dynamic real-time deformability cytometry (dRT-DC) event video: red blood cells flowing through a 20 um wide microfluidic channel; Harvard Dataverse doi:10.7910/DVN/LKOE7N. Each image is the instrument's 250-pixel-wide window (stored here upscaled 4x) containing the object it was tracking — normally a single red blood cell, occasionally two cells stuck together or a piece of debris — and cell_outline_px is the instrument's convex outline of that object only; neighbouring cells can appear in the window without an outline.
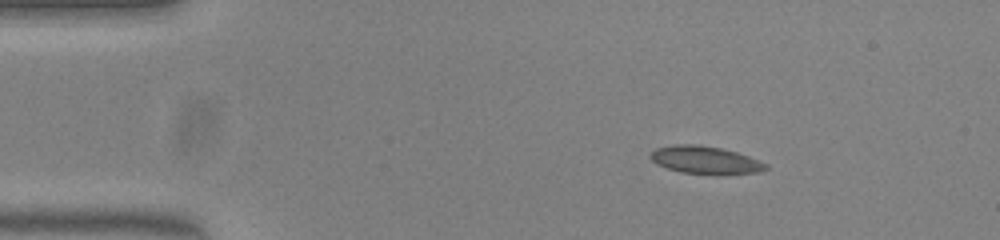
{"species": "common noctule bat (a hibernating species)", "species_latin": "Nyctalus noctula", "temperature_condition": "warm", "stored_images_in_passage": 45, "camera_frame_rate_fps": 3000, "um_per_image_px": 0.085, "animal": {"sex": "female", "body_mass_g": 23.0, "forearm_length_mm": 53.4}, "frame": {"image": 1, "passage_image": 1, "time_ms": 0.0, "image_size_px": [1000, 240], "cell_outline_px": [[768, 168], [756, 172], [680, 172], [656, 164], [648, 156], [656, 148], [676, 144], [700, 144], [720, 148], [736, 152], [748, 156], [768, 164]], "centroid_in_image_um": [59.87, 13.55], "position_along_channel_um": 25.1, "area_um2": 17.8}}
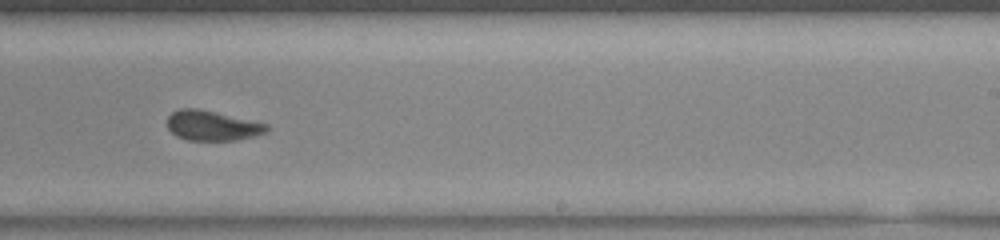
{"frame": {"image": 2, "passage_image": 25, "time_ms": 8.0, "image_size_px": [1000, 240], "cell_outline_px": [[272, 128], [268, 132], [236, 140], [188, 140], [176, 136], [168, 128], [168, 116], [172, 112], [180, 108], [200, 108], [268, 124]], "centroid_in_image_um": [18.06, 10.67], "position_along_channel_um": 270.9, "area_um2": 17.46}}
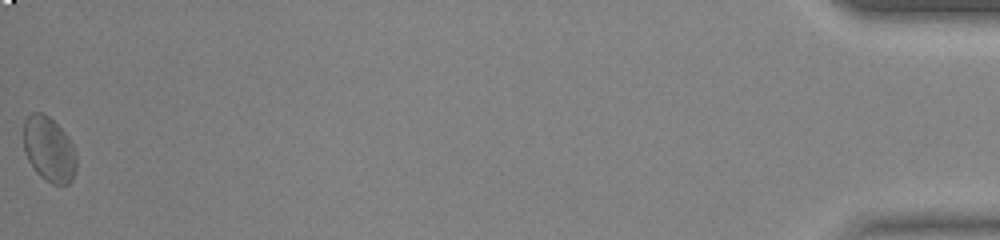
{"frame": {"image": 3, "passage_image": 45, "time_ms": 14.667, "image_size_px": [1000, 240], "cell_outline_px": [[76, 172], [72, 180], [68, 184], [52, 184], [40, 176], [36, 172], [28, 160], [24, 152], [24, 120], [32, 112], [44, 112], [68, 136], [76, 152]], "centroid_in_image_um": [4.17, 12.69], "position_along_channel_um": 431.0, "area_um2": 20.11}, "authors_computed_cell_mechanics": {"area_um2": 18.207, "velocity_mm_per_s": 3.9459, "shape_relaxation_time_tau1_ms": 5.6375, "shape_relaxation_time_tau2_ms": 1.6032, "deformation_change_tau1": 0.1501, "deformation_change_tau2": 0.0672}}